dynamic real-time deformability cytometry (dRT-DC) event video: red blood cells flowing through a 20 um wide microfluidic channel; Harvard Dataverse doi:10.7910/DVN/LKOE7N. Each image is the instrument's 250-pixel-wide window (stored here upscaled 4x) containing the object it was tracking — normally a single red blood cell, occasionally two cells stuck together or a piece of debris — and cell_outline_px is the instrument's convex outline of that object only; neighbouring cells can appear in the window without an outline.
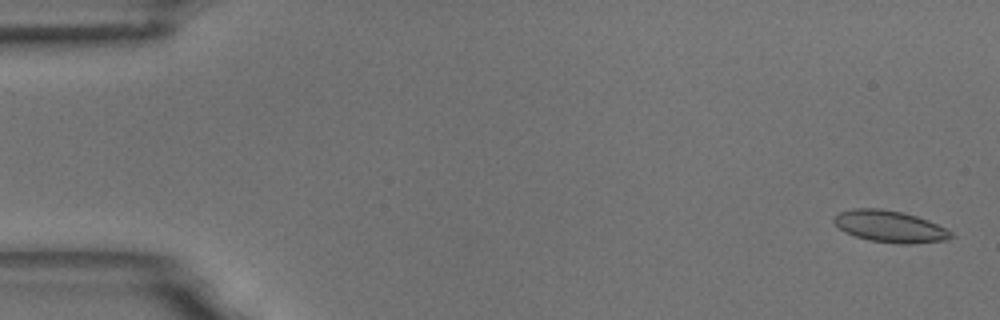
{"species": "common noctule bat (a hibernating species)", "species_latin": "Nyctalus noctula", "temperature_condition": "room temperature", "stored_images_in_passage": 56, "camera_frame_rate_fps": 3000, "um_per_image_px": 0.085, "animal": {"sex": "male", "body_mass_g": 18.8}, "frame": {"image": 1, "passage_image": 2, "time_ms": 0.333, "image_size_px": [1000, 320], "cell_outline_px": [[956, 236], [944, 240], [908, 244], [900, 244], [868, 240], [844, 232], [832, 220], [840, 212], [852, 208], [880, 208], [900, 212], [916, 216], [928, 220], [952, 232]], "centroid_in_image_um": [75.63, 19.25], "position_along_channel_um": 9.4, "area_um2": 21.44}}
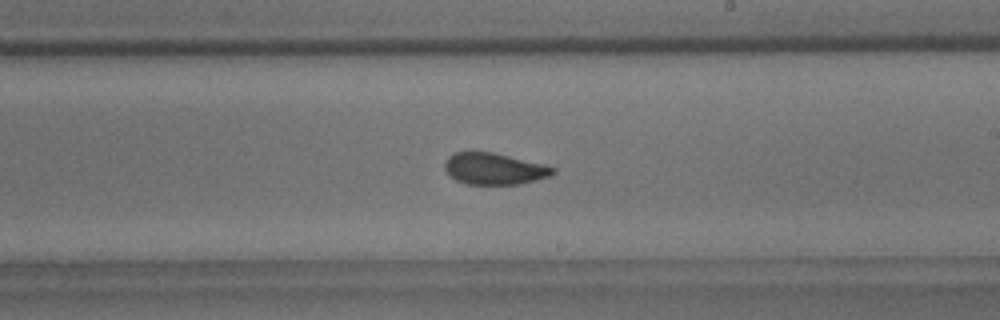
{"frame": {"image": 2, "passage_image": 33, "time_ms": 10.667, "image_size_px": [1000, 320], "cell_outline_px": [[556, 172], [552, 176], [520, 184], [468, 184], [456, 180], [444, 168], [444, 164], [448, 156], [456, 152], [492, 152], [544, 164], [556, 168]], "centroid_in_image_um": [42.05, 14.35], "position_along_channel_um": 247.0, "area_um2": 19.83}}
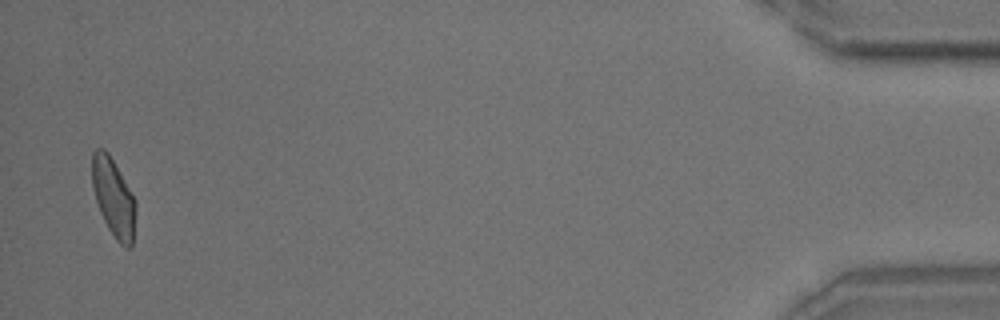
{"frame": {"image": 3, "passage_image": 55, "time_ms": 18.0, "image_size_px": [1000, 320], "cell_outline_px": [[136, 212], [132, 248], [124, 248], [116, 240], [108, 228], [100, 212], [96, 200], [92, 184], [92, 152], [96, 148], [104, 148], [108, 152], [136, 200]], "centroid_in_image_um": [9.66, 16.82], "position_along_channel_um": 425.5, "area_um2": 20.0}, "authors_computed_cell_mechanics": {"area_um2": 20.7502, "velocity_mm_per_s": 3.6135, "shape_relaxation_time_tau1_ms": 9.8694, "shape_relaxation_time_tau2_ms": 1.2361, "deformation_change_tau1": 0.1769, "deformation_change_tau2": 0.064}}